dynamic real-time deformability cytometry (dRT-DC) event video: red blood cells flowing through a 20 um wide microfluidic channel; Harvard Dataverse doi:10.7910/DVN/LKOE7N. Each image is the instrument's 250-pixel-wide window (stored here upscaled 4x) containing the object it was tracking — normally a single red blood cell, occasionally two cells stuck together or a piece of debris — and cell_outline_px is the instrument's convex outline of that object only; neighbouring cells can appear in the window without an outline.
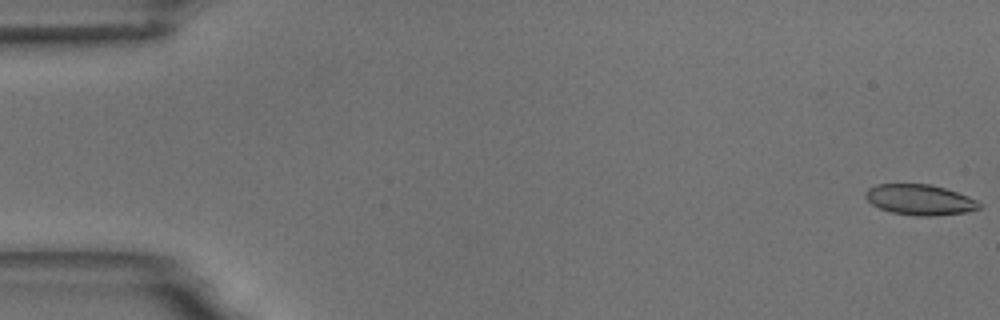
{"species": "common noctule bat (a hibernating species)", "species_latin": "Nyctalus noctula", "temperature_condition": "room temperature", "stored_images_in_passage": 12, "camera_frame_rate_fps": 3000, "um_per_image_px": 0.085, "animal": {"sex": "male", "body_mass_g": 18.8}, "frame": {"image": 1, "passage_image": 1, "time_ms": 0.0, "image_size_px": [1000, 320], "cell_outline_px": [[984, 204], [980, 208], [964, 212], [936, 216], [916, 216], [892, 212], [880, 208], [872, 204], [864, 196], [864, 192], [868, 188], [876, 184], [928, 184], [944, 188], [968, 196]], "centroid_in_image_um": [78.18, 16.98], "position_along_channel_um": 6.8, "area_um2": 20.23}}